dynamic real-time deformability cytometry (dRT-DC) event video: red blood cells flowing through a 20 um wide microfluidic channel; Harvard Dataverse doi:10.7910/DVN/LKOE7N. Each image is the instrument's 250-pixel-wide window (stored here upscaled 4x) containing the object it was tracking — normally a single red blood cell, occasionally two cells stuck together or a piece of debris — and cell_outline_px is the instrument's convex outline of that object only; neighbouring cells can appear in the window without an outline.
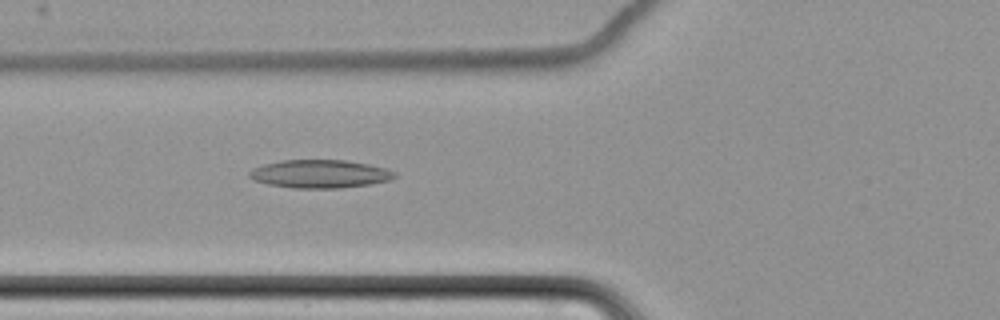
{"species": "common noctule bat (a hibernating species)", "species_latin": "Nyctalus noctula", "temperature_condition": "cold", "stored_images_in_passage": 5, "camera_frame_rate_fps": 3000, "um_per_image_px": 0.085, "animal": {"sex": "female", "body_mass_g": 22.7, "forearm_length_mm": 54.2}, "frame": {"image": 1, "passage_image": 5, "time_ms": 4.667, "image_size_px": [1000, 320], "cell_outline_px": [[396, 176], [392, 180], [368, 184], [340, 188], [292, 188], [268, 184], [252, 180], [248, 176], [248, 172], [252, 168], [264, 164], [280, 160], [344, 160], [368, 164], [384, 168], [396, 172]], "centroid_in_image_um": [27.15, 14.78], "position_along_channel_um": 98.6, "area_um2": 23.93}}